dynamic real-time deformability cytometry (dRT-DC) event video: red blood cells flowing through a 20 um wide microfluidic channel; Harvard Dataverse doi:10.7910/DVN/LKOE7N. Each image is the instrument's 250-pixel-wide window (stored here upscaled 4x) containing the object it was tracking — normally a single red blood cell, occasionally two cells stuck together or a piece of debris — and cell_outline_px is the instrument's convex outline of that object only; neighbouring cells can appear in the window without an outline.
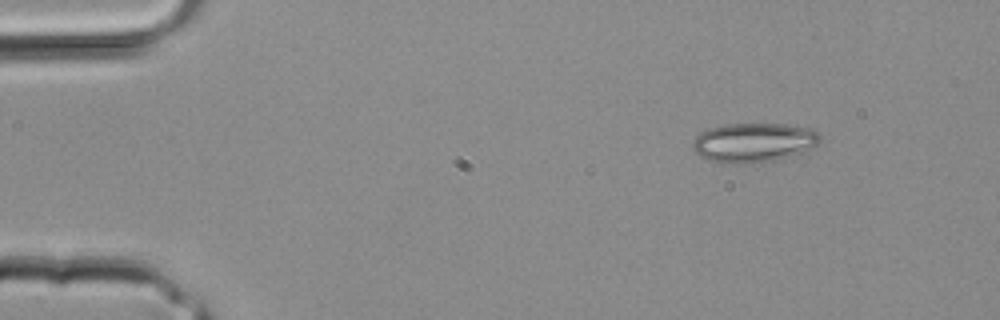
{"species": "common noctule bat (a hibernating species)", "species_latin": "Nyctalus noctula", "temperature_condition": "room temperature", "stored_images_in_passage": 2, "camera_frame_rate_fps": 3000, "um_per_image_px": 0.085, "animal": {"sex": "male", "body_mass_g": 20.4}, "frame": {"image": 1, "passage_image": 1, "time_ms": 0.0, "image_size_px": [1000, 320], "cell_outline_px": [[820, 140], [816, 144], [804, 152], [776, 160], [752, 164], [732, 164], [708, 160], [700, 156], [692, 148], [692, 140], [700, 132], [708, 128], [728, 124], [788, 124], [808, 128], [816, 132], [820, 136]], "centroid_in_image_um": [64.02, 12.13], "position_along_channel_um": 21.0, "area_um2": 29.36}}
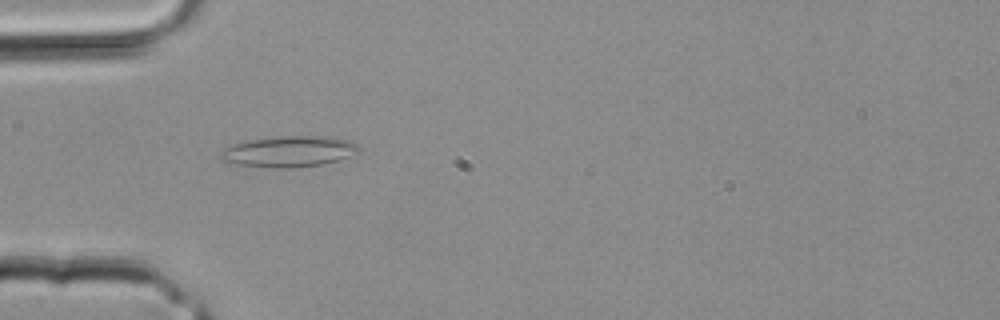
{"frame": {"image": 2, "passage_image": 2, "time_ms": 0.333, "image_size_px": [1000, 320], "cell_outline_px": [[360, 148], [356, 152], [348, 156], [324, 164], [296, 168], [276, 168], [236, 164], [220, 160], [220, 152], [236, 144], [248, 140], [280, 136], [336, 136], [352, 140]], "centroid_in_image_um": [24.61, 12.87], "position_along_channel_um": 60.4, "area_um2": 24.91}}